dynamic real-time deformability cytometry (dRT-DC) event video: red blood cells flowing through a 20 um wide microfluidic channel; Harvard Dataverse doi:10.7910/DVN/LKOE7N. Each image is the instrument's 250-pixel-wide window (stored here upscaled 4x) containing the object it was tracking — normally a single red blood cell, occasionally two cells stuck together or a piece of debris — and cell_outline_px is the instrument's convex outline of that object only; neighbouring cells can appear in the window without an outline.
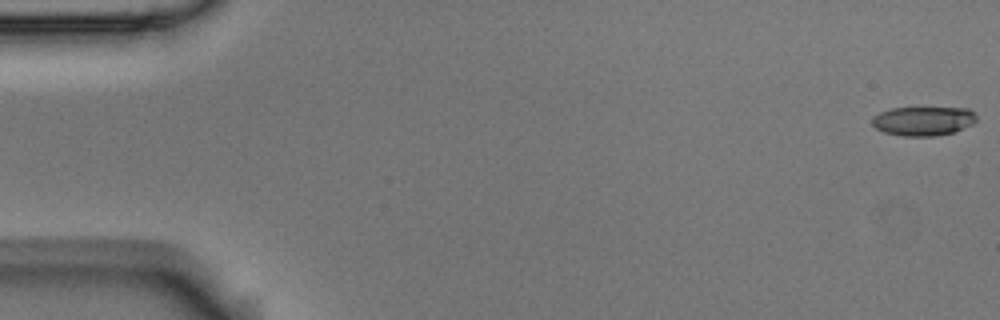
{"species": "Egyptian fruit bat (a non-hibernating species)", "species_latin": "Rousettus aegyptiacus", "temperature_condition": "room temperature", "stored_images_in_passage": 56, "camera_frame_rate_fps": 3000, "um_per_image_px": 0.085, "animal": {"sex": "male"}, "frame": {"image": 1, "passage_image": 1, "time_ms": 0.0, "image_size_px": [1000, 320], "cell_outline_px": [[976, 120], [972, 124], [952, 132], [936, 136], [904, 136], [884, 132], [876, 128], [872, 124], [872, 116], [880, 112], [892, 108], [968, 108], [976, 116]], "centroid_in_image_um": [78.45, 10.28], "position_along_channel_um": 6.6, "area_um2": 17.57}}
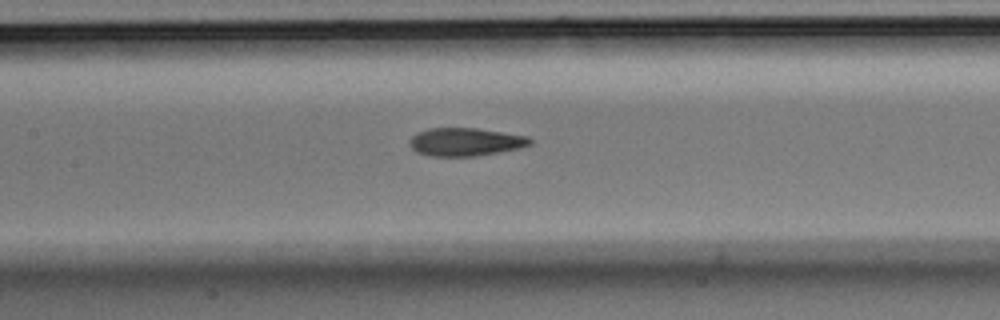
{"frame": {"image": 2, "passage_image": 26, "time_ms": 8.333, "image_size_px": [1000, 320], "cell_outline_px": [[532, 144], [520, 148], [476, 156], [432, 156], [416, 152], [408, 144], [408, 140], [416, 132], [428, 128], [476, 128], [528, 136], [532, 140]], "centroid_in_image_um": [39.53, 12.06], "position_along_channel_um": 167.9, "area_um2": 19.83}}
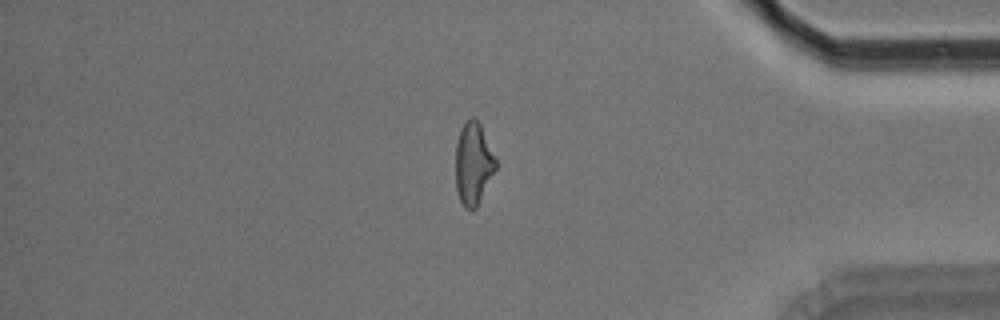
{"frame": {"image": 3, "passage_image": 47, "time_ms": 15.333, "image_size_px": [1000, 320], "cell_outline_px": [[496, 168], [476, 208], [472, 212], [464, 208], [460, 200], [456, 188], [456, 140], [460, 128], [472, 116], [480, 124], [496, 160]], "centroid_in_image_um": [40.21, 13.94], "position_along_channel_um": 395.0, "area_um2": 19.07}, "authors_computed_cell_mechanics": {"area_um2": 19.4786, "velocity_mm_per_s": 3.6517, "shape_relaxation_time_tau1_ms": 9.0772, "shape_relaxation_time_tau2_ms": 2.8173, "deformation_change_tau1": 0.2417, "deformation_change_tau2": 0.1108}}